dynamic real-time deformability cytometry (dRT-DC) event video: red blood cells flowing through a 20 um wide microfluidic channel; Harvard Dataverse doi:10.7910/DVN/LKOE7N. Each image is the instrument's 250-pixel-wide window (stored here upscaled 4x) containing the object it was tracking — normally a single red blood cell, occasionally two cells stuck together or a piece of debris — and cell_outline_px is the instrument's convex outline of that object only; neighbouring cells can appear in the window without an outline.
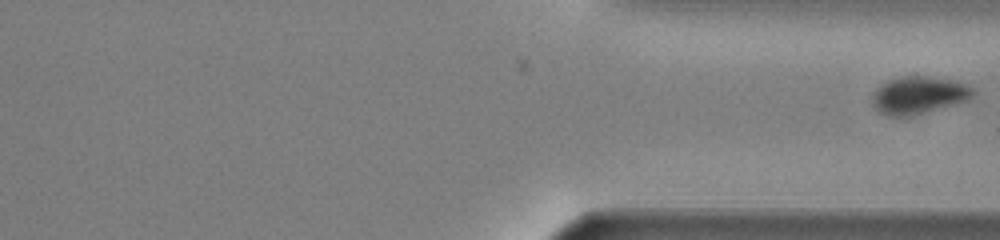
{"species": "common noctule bat (a hibernating species)", "species_latin": "Nyctalus noctula", "temperature_condition": "warm", "stored_images_in_passage": 28, "segment_of_instrument_passage": [2, 2], "camera_frame_rate_fps": 3000, "um_per_image_px": 0.085, "animal": {"sex": "male", "body_mass_g": 13.0, "forearm_length_mm": 53.1}, "frame": {"image": 1, "passage_image": 28, "time_ms": 9.0, "image_size_px": [1000, 240], "cell_outline_px": [[976, 92], [968, 100], [912, 116], [888, 116], [880, 112], [876, 108], [872, 100], [872, 96], [876, 88], [888, 80], [900, 76], [928, 76], [952, 80], [968, 84], [976, 88]], "centroid_in_image_um": [78.12, 8.07], "position_along_channel_um": 333.3, "area_um2": 22.08}}